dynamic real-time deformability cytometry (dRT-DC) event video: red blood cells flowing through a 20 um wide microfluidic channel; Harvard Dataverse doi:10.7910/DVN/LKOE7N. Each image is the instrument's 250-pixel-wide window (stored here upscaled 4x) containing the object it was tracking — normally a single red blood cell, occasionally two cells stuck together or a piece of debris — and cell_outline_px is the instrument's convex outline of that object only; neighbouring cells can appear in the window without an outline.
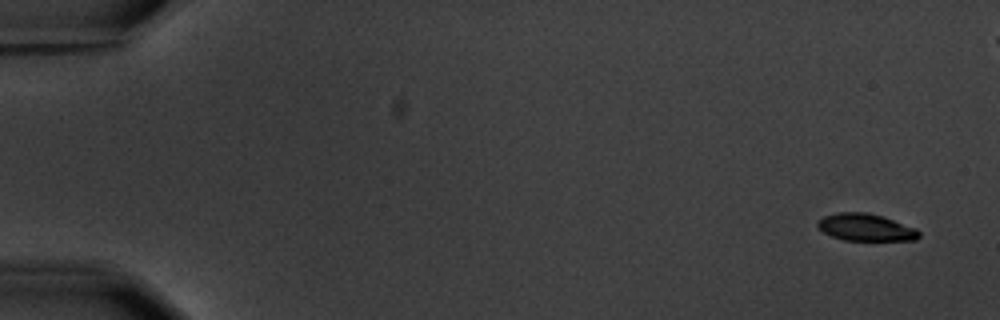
{"species": "common noctule bat (a hibernating species)", "species_latin": "Nyctalus noctula", "temperature_condition": "warm", "stored_images_in_passage": 6, "camera_frame_rate_fps": 3000, "um_per_image_px": 0.085, "animal": {"sex": "male", "body_mass_g": 20.1, "forearm_length_mm": 53.5}, "frame": {"image": 1, "passage_image": 1, "time_ms": 0.0, "image_size_px": [1000, 320], "cell_outline_px": [[920, 236], [916, 240], [844, 240], [832, 236], [824, 232], [816, 224], [824, 216], [840, 212], [868, 212], [884, 216], [916, 228], [920, 232]], "centroid_in_image_um": [73.63, 19.32], "position_along_channel_um": 11.4, "area_um2": 16.01}}